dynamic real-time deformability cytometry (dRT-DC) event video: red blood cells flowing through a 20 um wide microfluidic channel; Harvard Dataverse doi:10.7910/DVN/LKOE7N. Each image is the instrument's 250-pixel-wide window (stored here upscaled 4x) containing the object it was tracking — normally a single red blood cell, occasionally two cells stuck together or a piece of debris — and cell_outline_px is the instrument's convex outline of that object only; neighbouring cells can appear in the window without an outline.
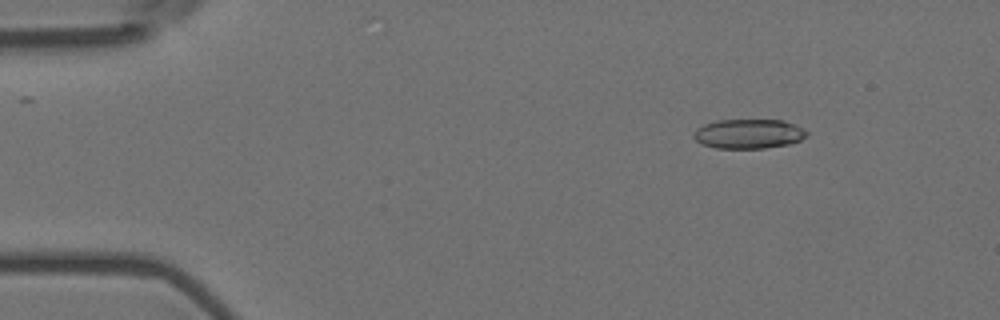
{"species": "Egyptian fruit bat (a non-hibernating species)", "species_latin": "Rousettus aegyptiacus", "temperature_condition": "room temperature", "stored_images_in_passage": 57, "camera_frame_rate_fps": 3000, "um_per_image_px": 0.085, "animal": {"sex": "female"}, "frame": {"image": 1, "passage_image": 8, "time_ms": 2.333, "image_size_px": [1000, 320], "cell_outline_px": [[808, 136], [800, 140], [788, 144], [764, 148], [716, 148], [704, 144], [696, 140], [692, 136], [696, 128], [704, 124], [716, 120], [784, 120], [796, 124], [808, 132]], "centroid_in_image_um": [63.65, 11.36], "position_along_channel_um": 21.4, "area_um2": 19.48}}
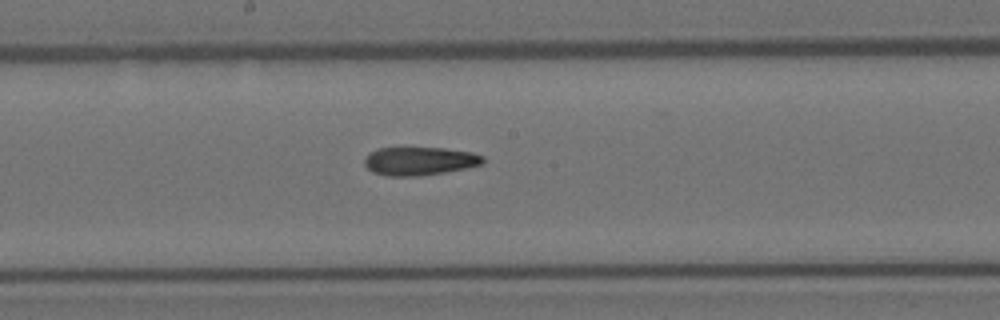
{"frame": {"image": 2, "passage_image": 31, "time_ms": 10.0, "image_size_px": [1000, 320], "cell_outline_px": [[484, 164], [468, 168], [420, 176], [388, 176], [372, 172], [364, 164], [364, 156], [368, 152], [376, 148], [444, 148], [472, 152], [484, 156]], "centroid_in_image_um": [35.65, 13.69], "position_along_channel_um": 212.5, "area_um2": 19.83}}
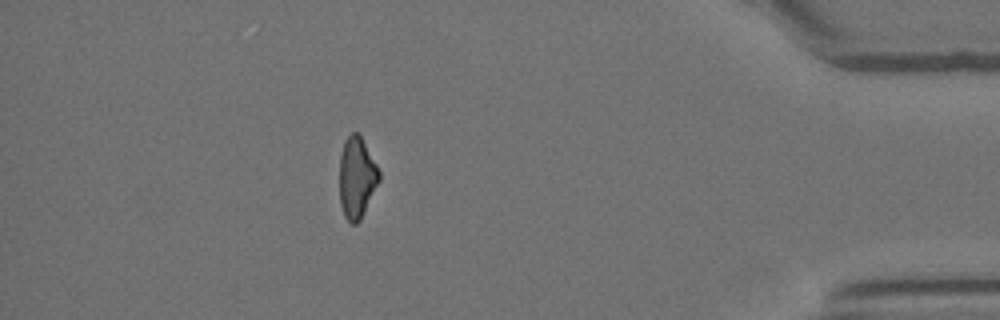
{"frame": {"image": 3, "passage_image": 51, "time_ms": 16.667, "image_size_px": [1000, 320], "cell_outline_px": [[380, 180], [360, 220], [356, 224], [352, 224], [344, 216], [340, 204], [340, 156], [344, 140], [352, 132], [360, 132], [380, 172]], "centroid_in_image_um": [30.33, 15.06], "position_along_channel_um": 404.9, "area_um2": 18.84}, "authors_computed_cell_mechanics": {"area_um2": 19.9988, "velocity_mm_per_s": 3.5882, "shape_relaxation_time_tau1_ms": null, "shape_relaxation_time_tau2_ms": 6.0061, "deformation_change_tau1": null, "deformation_change_tau2": 0.1623}}